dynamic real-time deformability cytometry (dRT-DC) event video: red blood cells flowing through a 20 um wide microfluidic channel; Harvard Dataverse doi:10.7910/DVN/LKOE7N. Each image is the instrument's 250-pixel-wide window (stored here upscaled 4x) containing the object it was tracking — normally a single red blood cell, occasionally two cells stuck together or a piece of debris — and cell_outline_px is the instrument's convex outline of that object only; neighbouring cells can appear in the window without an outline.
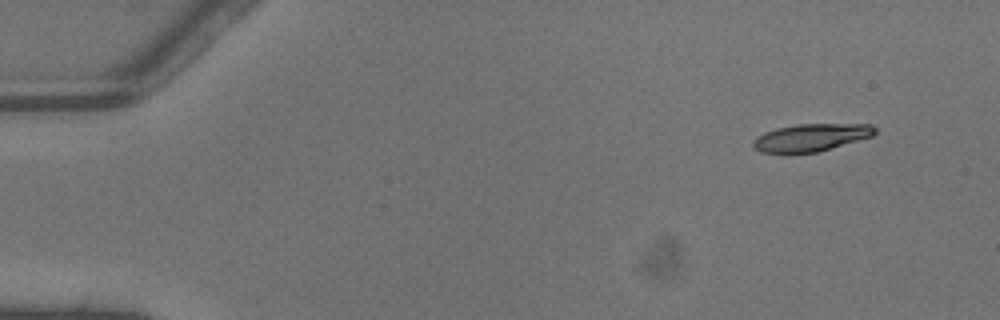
{"species": "common noctule bat (a hibernating species)", "species_latin": "Nyctalus noctula", "temperature_condition": "warm", "stored_images_in_passage": 2, "camera_frame_rate_fps": 3000, "um_per_image_px": 0.085, "animal": {"sex": "male", "body_mass_g": 13.3}, "frame": {"image": 1, "passage_image": 1, "time_ms": 0.0, "image_size_px": [1000, 320], "cell_outline_px": [[876, 132], [872, 136], [816, 152], [788, 156], [760, 152], [752, 144], [752, 140], [756, 136], [764, 132], [776, 128], [796, 124], [872, 124], [876, 128]], "centroid_in_image_um": [68.84, 11.72], "position_along_channel_um": 16.2, "area_um2": 20.06}}
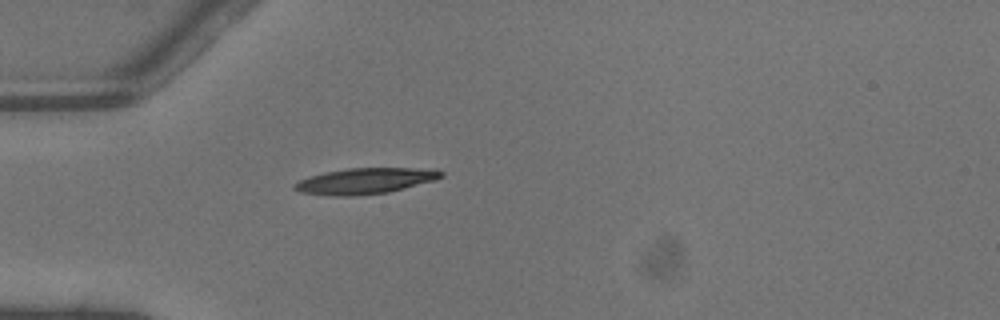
{"frame": {"image": 2, "passage_image": 2, "time_ms": 0.333, "image_size_px": [1000, 320], "cell_outline_px": [[444, 176], [436, 180], [388, 192], [356, 196], [332, 196], [300, 192], [292, 188], [292, 184], [300, 180], [324, 172], [348, 168], [436, 168], [444, 172]], "centroid_in_image_um": [31.07, 15.38], "position_along_channel_um": 53.9, "area_um2": 22.31}}